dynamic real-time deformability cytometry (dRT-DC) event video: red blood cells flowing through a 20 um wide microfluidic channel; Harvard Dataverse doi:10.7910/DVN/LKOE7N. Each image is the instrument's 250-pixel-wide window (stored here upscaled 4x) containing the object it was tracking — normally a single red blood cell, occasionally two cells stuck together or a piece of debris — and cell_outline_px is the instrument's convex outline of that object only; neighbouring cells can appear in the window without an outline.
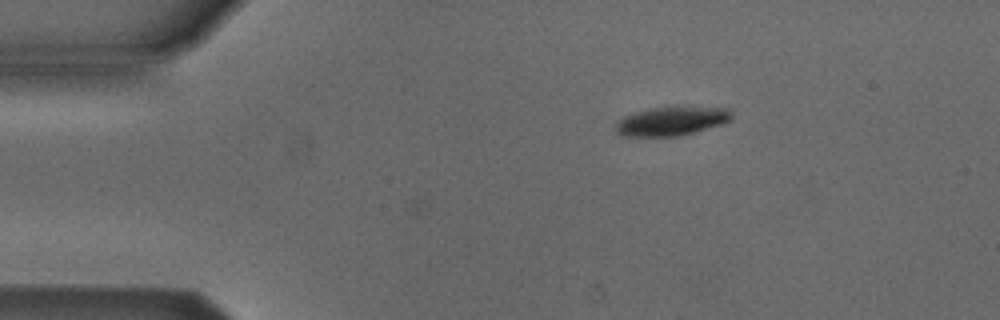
{"species": "Egyptian fruit bat (a non-hibernating species)", "species_latin": "Rousettus aegyptiacus", "temperature_condition": "cold", "stored_images_in_passage": 2, "camera_frame_rate_fps": 3000, "um_per_image_px": 0.085, "animal": {"sex": "male"}, "frame": {"image": 1, "passage_image": 2, "time_ms": 0.333, "image_size_px": [1000, 320], "cell_outline_px": [[732, 120], [720, 124], [680, 136], [620, 136], [616, 132], [616, 124], [624, 116], [632, 112], [652, 108], [676, 104], [688, 104], [728, 108], [732, 112]], "centroid_in_image_um": [57.12, 10.23], "position_along_channel_um": 27.9, "area_um2": 20.35}}